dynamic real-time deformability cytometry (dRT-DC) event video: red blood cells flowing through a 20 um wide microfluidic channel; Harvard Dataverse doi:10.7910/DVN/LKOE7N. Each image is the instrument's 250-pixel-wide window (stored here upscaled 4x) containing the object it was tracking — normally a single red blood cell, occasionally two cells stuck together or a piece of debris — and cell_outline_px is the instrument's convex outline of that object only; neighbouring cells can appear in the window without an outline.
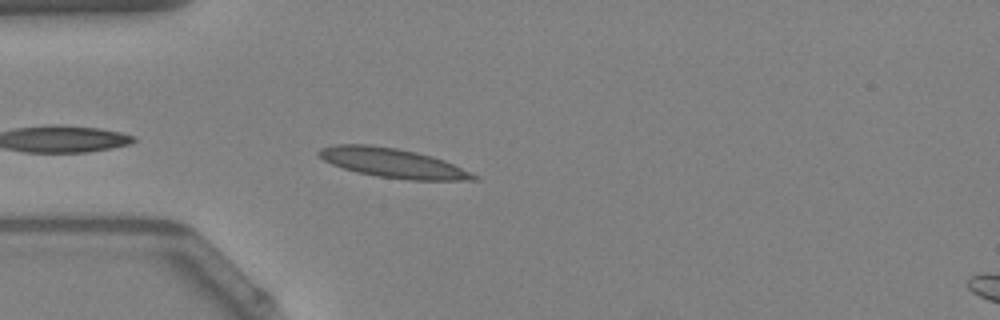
{"species": "Egyptian fruit bat (a non-hibernating species)", "species_latin": "Rousettus aegyptiacus", "temperature_condition": "warm", "stored_images_in_passage": 5, "camera_frame_rate_fps": 3000, "um_per_image_px": 0.085, "animal": {"sex": "female"}, "frame": {"image": 1, "passage_image": 1, "time_ms": 0.0, "image_size_px": [1000, 320], "cell_outline_px": [[480, 180], [408, 180], [380, 176], [356, 172], [332, 164], [324, 160], [316, 152], [320, 148], [332, 144], [372, 144], [396, 148], [416, 152], [432, 156], [444, 160], [480, 176]], "centroid_in_image_um": [33.39, 13.84], "position_along_channel_um": 51.6, "area_um2": 26.53}}